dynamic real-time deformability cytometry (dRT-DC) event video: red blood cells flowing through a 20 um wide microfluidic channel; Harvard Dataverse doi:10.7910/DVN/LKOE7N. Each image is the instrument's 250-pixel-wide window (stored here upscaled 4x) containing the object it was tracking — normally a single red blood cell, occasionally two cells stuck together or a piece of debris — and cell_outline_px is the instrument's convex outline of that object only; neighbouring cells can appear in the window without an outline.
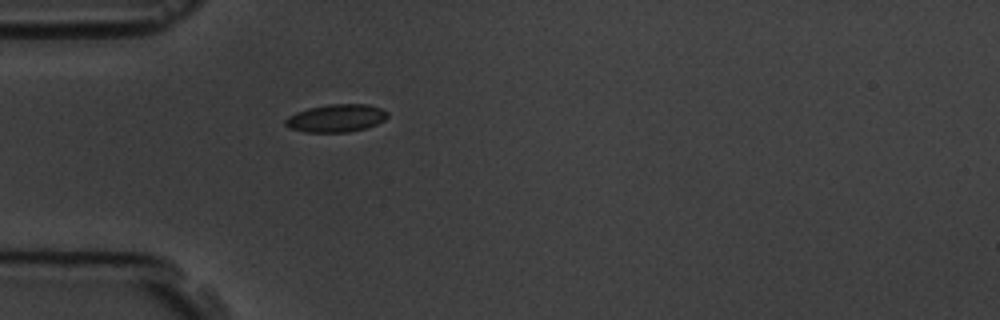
{"species": "common noctule bat (a hibernating species)", "species_latin": "Nyctalus noctula", "temperature_condition": "room temperature", "stored_images_in_passage": 5, "camera_frame_rate_fps": 3000, "um_per_image_px": 0.085, "animal": {"sex": "male", "body_mass_g": 19.5, "forearm_length_mm": 54.6}, "frame": {"image": 1, "passage_image": 5, "time_ms": 4.667, "image_size_px": [1000, 320], "cell_outline_px": [[388, 116], [384, 120], [376, 124], [364, 128], [348, 132], [304, 132], [288, 128], [284, 124], [284, 120], [288, 116], [296, 112], [308, 108], [328, 104], [368, 104], [380, 108], [388, 112]], "centroid_in_image_um": [28.54, 10.04], "position_along_channel_um": 56.5, "area_um2": 16.59}}